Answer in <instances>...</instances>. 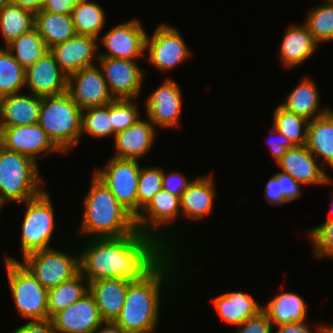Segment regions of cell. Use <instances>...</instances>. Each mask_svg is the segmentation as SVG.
Segmentation results:
<instances>
[{
    "instance_id": "obj_1",
    "label": "cell",
    "mask_w": 333,
    "mask_h": 333,
    "mask_svg": "<svg viewBox=\"0 0 333 333\" xmlns=\"http://www.w3.org/2000/svg\"><path fill=\"white\" fill-rule=\"evenodd\" d=\"M85 241L79 251V265L88 282L110 278L141 280L171 252L156 237L138 230L121 237Z\"/></svg>"
},
{
    "instance_id": "obj_2",
    "label": "cell",
    "mask_w": 333,
    "mask_h": 333,
    "mask_svg": "<svg viewBox=\"0 0 333 333\" xmlns=\"http://www.w3.org/2000/svg\"><path fill=\"white\" fill-rule=\"evenodd\" d=\"M174 253L171 251L143 279L129 282L124 305L114 321L116 325L130 333H154L156 331L160 316L162 289L163 287L165 289V285L171 284L175 279L173 275L177 274L175 272H177L178 252L177 255L175 254L176 257Z\"/></svg>"
},
{
    "instance_id": "obj_3",
    "label": "cell",
    "mask_w": 333,
    "mask_h": 333,
    "mask_svg": "<svg viewBox=\"0 0 333 333\" xmlns=\"http://www.w3.org/2000/svg\"><path fill=\"white\" fill-rule=\"evenodd\" d=\"M84 198L80 235L90 238L121 237L137 231L135 217L95 174ZM89 236V237H88Z\"/></svg>"
},
{
    "instance_id": "obj_4",
    "label": "cell",
    "mask_w": 333,
    "mask_h": 333,
    "mask_svg": "<svg viewBox=\"0 0 333 333\" xmlns=\"http://www.w3.org/2000/svg\"><path fill=\"white\" fill-rule=\"evenodd\" d=\"M81 120L82 109L68 91L41 97L38 124L62 153L79 144Z\"/></svg>"
},
{
    "instance_id": "obj_5",
    "label": "cell",
    "mask_w": 333,
    "mask_h": 333,
    "mask_svg": "<svg viewBox=\"0 0 333 333\" xmlns=\"http://www.w3.org/2000/svg\"><path fill=\"white\" fill-rule=\"evenodd\" d=\"M38 163L31 157L6 149L0 144V200L24 202L35 198L42 188Z\"/></svg>"
},
{
    "instance_id": "obj_6",
    "label": "cell",
    "mask_w": 333,
    "mask_h": 333,
    "mask_svg": "<svg viewBox=\"0 0 333 333\" xmlns=\"http://www.w3.org/2000/svg\"><path fill=\"white\" fill-rule=\"evenodd\" d=\"M8 284L19 316L29 321L48 319L47 292L42 284L21 263L5 258Z\"/></svg>"
},
{
    "instance_id": "obj_7",
    "label": "cell",
    "mask_w": 333,
    "mask_h": 333,
    "mask_svg": "<svg viewBox=\"0 0 333 333\" xmlns=\"http://www.w3.org/2000/svg\"><path fill=\"white\" fill-rule=\"evenodd\" d=\"M26 212L21 225V249L23 258L33 252L50 247L55 229V211L46 189L33 199L24 202Z\"/></svg>"
},
{
    "instance_id": "obj_8",
    "label": "cell",
    "mask_w": 333,
    "mask_h": 333,
    "mask_svg": "<svg viewBox=\"0 0 333 333\" xmlns=\"http://www.w3.org/2000/svg\"><path fill=\"white\" fill-rule=\"evenodd\" d=\"M69 254L49 248L26 255L21 263L49 290L80 272L79 254Z\"/></svg>"
},
{
    "instance_id": "obj_9",
    "label": "cell",
    "mask_w": 333,
    "mask_h": 333,
    "mask_svg": "<svg viewBox=\"0 0 333 333\" xmlns=\"http://www.w3.org/2000/svg\"><path fill=\"white\" fill-rule=\"evenodd\" d=\"M139 165L138 160L112 157L104 168L94 170V174L106 184L117 201L135 218L138 216Z\"/></svg>"
},
{
    "instance_id": "obj_10",
    "label": "cell",
    "mask_w": 333,
    "mask_h": 333,
    "mask_svg": "<svg viewBox=\"0 0 333 333\" xmlns=\"http://www.w3.org/2000/svg\"><path fill=\"white\" fill-rule=\"evenodd\" d=\"M179 215H182L180 198L171 194L169 191L162 189L154 195L151 201L135 218L136 227L142 234L156 237L170 251L175 252L174 248L178 247L177 244L174 242L171 243V238L169 236L165 237L167 231L163 230L162 227L171 226L173 221L175 222L178 219ZM173 244H175L176 247L175 245L172 246Z\"/></svg>"
},
{
    "instance_id": "obj_11",
    "label": "cell",
    "mask_w": 333,
    "mask_h": 333,
    "mask_svg": "<svg viewBox=\"0 0 333 333\" xmlns=\"http://www.w3.org/2000/svg\"><path fill=\"white\" fill-rule=\"evenodd\" d=\"M180 31L166 24L159 25L151 36H146V61L159 71H169L191 55Z\"/></svg>"
},
{
    "instance_id": "obj_12",
    "label": "cell",
    "mask_w": 333,
    "mask_h": 333,
    "mask_svg": "<svg viewBox=\"0 0 333 333\" xmlns=\"http://www.w3.org/2000/svg\"><path fill=\"white\" fill-rule=\"evenodd\" d=\"M108 90L114 99H138L145 72L134 60L98 57Z\"/></svg>"
},
{
    "instance_id": "obj_13",
    "label": "cell",
    "mask_w": 333,
    "mask_h": 333,
    "mask_svg": "<svg viewBox=\"0 0 333 333\" xmlns=\"http://www.w3.org/2000/svg\"><path fill=\"white\" fill-rule=\"evenodd\" d=\"M146 36L147 32L138 19L118 24L98 39L107 50L98 56L127 60L145 57Z\"/></svg>"
},
{
    "instance_id": "obj_14",
    "label": "cell",
    "mask_w": 333,
    "mask_h": 333,
    "mask_svg": "<svg viewBox=\"0 0 333 333\" xmlns=\"http://www.w3.org/2000/svg\"><path fill=\"white\" fill-rule=\"evenodd\" d=\"M0 144L8 150L31 157L37 163L38 156L40 158L51 153L62 152L38 123L0 127Z\"/></svg>"
},
{
    "instance_id": "obj_15",
    "label": "cell",
    "mask_w": 333,
    "mask_h": 333,
    "mask_svg": "<svg viewBox=\"0 0 333 333\" xmlns=\"http://www.w3.org/2000/svg\"><path fill=\"white\" fill-rule=\"evenodd\" d=\"M179 84L168 78L146 98L145 111L155 128L179 127L182 93Z\"/></svg>"
},
{
    "instance_id": "obj_16",
    "label": "cell",
    "mask_w": 333,
    "mask_h": 333,
    "mask_svg": "<svg viewBox=\"0 0 333 333\" xmlns=\"http://www.w3.org/2000/svg\"><path fill=\"white\" fill-rule=\"evenodd\" d=\"M68 92L82 110L107 105L114 100L101 68L96 65L82 68L71 74L68 77Z\"/></svg>"
},
{
    "instance_id": "obj_17",
    "label": "cell",
    "mask_w": 333,
    "mask_h": 333,
    "mask_svg": "<svg viewBox=\"0 0 333 333\" xmlns=\"http://www.w3.org/2000/svg\"><path fill=\"white\" fill-rule=\"evenodd\" d=\"M25 87L37 96L59 95L68 91V76L50 50L25 69Z\"/></svg>"
},
{
    "instance_id": "obj_18",
    "label": "cell",
    "mask_w": 333,
    "mask_h": 333,
    "mask_svg": "<svg viewBox=\"0 0 333 333\" xmlns=\"http://www.w3.org/2000/svg\"><path fill=\"white\" fill-rule=\"evenodd\" d=\"M97 41V38L89 35L75 34L49 50L61 70L69 77L82 68L95 65L94 62L98 61L99 57Z\"/></svg>"
},
{
    "instance_id": "obj_19",
    "label": "cell",
    "mask_w": 333,
    "mask_h": 333,
    "mask_svg": "<svg viewBox=\"0 0 333 333\" xmlns=\"http://www.w3.org/2000/svg\"><path fill=\"white\" fill-rule=\"evenodd\" d=\"M51 320L58 333H93L104 323L90 292L56 313Z\"/></svg>"
},
{
    "instance_id": "obj_20",
    "label": "cell",
    "mask_w": 333,
    "mask_h": 333,
    "mask_svg": "<svg viewBox=\"0 0 333 333\" xmlns=\"http://www.w3.org/2000/svg\"><path fill=\"white\" fill-rule=\"evenodd\" d=\"M317 158L306 145L294 146L276 163L282 172L290 174L302 185H328L333 183L326 169L318 164Z\"/></svg>"
},
{
    "instance_id": "obj_21",
    "label": "cell",
    "mask_w": 333,
    "mask_h": 333,
    "mask_svg": "<svg viewBox=\"0 0 333 333\" xmlns=\"http://www.w3.org/2000/svg\"><path fill=\"white\" fill-rule=\"evenodd\" d=\"M156 128L148 118H139L132 126L115 134V158L138 160L153 147Z\"/></svg>"
},
{
    "instance_id": "obj_22",
    "label": "cell",
    "mask_w": 333,
    "mask_h": 333,
    "mask_svg": "<svg viewBox=\"0 0 333 333\" xmlns=\"http://www.w3.org/2000/svg\"><path fill=\"white\" fill-rule=\"evenodd\" d=\"M41 96L32 93L0 97V127H15L38 123Z\"/></svg>"
},
{
    "instance_id": "obj_23",
    "label": "cell",
    "mask_w": 333,
    "mask_h": 333,
    "mask_svg": "<svg viewBox=\"0 0 333 333\" xmlns=\"http://www.w3.org/2000/svg\"><path fill=\"white\" fill-rule=\"evenodd\" d=\"M301 25L288 26L279 48L280 61L288 69L300 66L311 58L317 47L320 46L307 25L305 23H301Z\"/></svg>"
},
{
    "instance_id": "obj_24",
    "label": "cell",
    "mask_w": 333,
    "mask_h": 333,
    "mask_svg": "<svg viewBox=\"0 0 333 333\" xmlns=\"http://www.w3.org/2000/svg\"><path fill=\"white\" fill-rule=\"evenodd\" d=\"M214 177L209 175L196 177L180 197L181 214L185 219H202L213 211L216 188Z\"/></svg>"
},
{
    "instance_id": "obj_25",
    "label": "cell",
    "mask_w": 333,
    "mask_h": 333,
    "mask_svg": "<svg viewBox=\"0 0 333 333\" xmlns=\"http://www.w3.org/2000/svg\"><path fill=\"white\" fill-rule=\"evenodd\" d=\"M129 282L123 278L89 282V292L93 295L104 322H114L119 316L126 299Z\"/></svg>"
},
{
    "instance_id": "obj_26",
    "label": "cell",
    "mask_w": 333,
    "mask_h": 333,
    "mask_svg": "<svg viewBox=\"0 0 333 333\" xmlns=\"http://www.w3.org/2000/svg\"><path fill=\"white\" fill-rule=\"evenodd\" d=\"M216 313L226 324L238 326L262 310L258 302L241 291L226 292L214 297Z\"/></svg>"
},
{
    "instance_id": "obj_27",
    "label": "cell",
    "mask_w": 333,
    "mask_h": 333,
    "mask_svg": "<svg viewBox=\"0 0 333 333\" xmlns=\"http://www.w3.org/2000/svg\"><path fill=\"white\" fill-rule=\"evenodd\" d=\"M310 152L321 159L322 166L333 170V111L330 110L308 124L307 144Z\"/></svg>"
},
{
    "instance_id": "obj_28",
    "label": "cell",
    "mask_w": 333,
    "mask_h": 333,
    "mask_svg": "<svg viewBox=\"0 0 333 333\" xmlns=\"http://www.w3.org/2000/svg\"><path fill=\"white\" fill-rule=\"evenodd\" d=\"M319 90L311 77L304 79L290 91L283 103H280L288 111L311 121L326 114L330 109L320 107ZM322 108V109H320Z\"/></svg>"
},
{
    "instance_id": "obj_29",
    "label": "cell",
    "mask_w": 333,
    "mask_h": 333,
    "mask_svg": "<svg viewBox=\"0 0 333 333\" xmlns=\"http://www.w3.org/2000/svg\"><path fill=\"white\" fill-rule=\"evenodd\" d=\"M272 324L302 322L307 319V304L304 299L293 292H281L262 307Z\"/></svg>"
},
{
    "instance_id": "obj_30",
    "label": "cell",
    "mask_w": 333,
    "mask_h": 333,
    "mask_svg": "<svg viewBox=\"0 0 333 333\" xmlns=\"http://www.w3.org/2000/svg\"><path fill=\"white\" fill-rule=\"evenodd\" d=\"M34 27L41 35L48 50L76 34L71 14L38 11L35 13Z\"/></svg>"
},
{
    "instance_id": "obj_31",
    "label": "cell",
    "mask_w": 333,
    "mask_h": 333,
    "mask_svg": "<svg viewBox=\"0 0 333 333\" xmlns=\"http://www.w3.org/2000/svg\"><path fill=\"white\" fill-rule=\"evenodd\" d=\"M89 292L88 280L79 272L47 292L48 319L81 299Z\"/></svg>"
},
{
    "instance_id": "obj_32",
    "label": "cell",
    "mask_w": 333,
    "mask_h": 333,
    "mask_svg": "<svg viewBox=\"0 0 333 333\" xmlns=\"http://www.w3.org/2000/svg\"><path fill=\"white\" fill-rule=\"evenodd\" d=\"M34 23L35 13L18 5L9 3L0 11V31L6 45L34 28Z\"/></svg>"
},
{
    "instance_id": "obj_33",
    "label": "cell",
    "mask_w": 333,
    "mask_h": 333,
    "mask_svg": "<svg viewBox=\"0 0 333 333\" xmlns=\"http://www.w3.org/2000/svg\"><path fill=\"white\" fill-rule=\"evenodd\" d=\"M76 34L89 35L100 38L99 33L105 25L106 16L99 4L80 0L71 12Z\"/></svg>"
},
{
    "instance_id": "obj_34",
    "label": "cell",
    "mask_w": 333,
    "mask_h": 333,
    "mask_svg": "<svg viewBox=\"0 0 333 333\" xmlns=\"http://www.w3.org/2000/svg\"><path fill=\"white\" fill-rule=\"evenodd\" d=\"M5 47L25 69L33 65L48 51L44 40L35 27L22 34L19 38L14 39Z\"/></svg>"
},
{
    "instance_id": "obj_35",
    "label": "cell",
    "mask_w": 333,
    "mask_h": 333,
    "mask_svg": "<svg viewBox=\"0 0 333 333\" xmlns=\"http://www.w3.org/2000/svg\"><path fill=\"white\" fill-rule=\"evenodd\" d=\"M272 120L271 126L287 137L294 146L307 144L309 120L288 111L281 104L275 109Z\"/></svg>"
},
{
    "instance_id": "obj_36",
    "label": "cell",
    "mask_w": 333,
    "mask_h": 333,
    "mask_svg": "<svg viewBox=\"0 0 333 333\" xmlns=\"http://www.w3.org/2000/svg\"><path fill=\"white\" fill-rule=\"evenodd\" d=\"M25 87V68L0 47V97L19 93Z\"/></svg>"
},
{
    "instance_id": "obj_37",
    "label": "cell",
    "mask_w": 333,
    "mask_h": 333,
    "mask_svg": "<svg viewBox=\"0 0 333 333\" xmlns=\"http://www.w3.org/2000/svg\"><path fill=\"white\" fill-rule=\"evenodd\" d=\"M324 1V4L311 8L304 21L319 44L333 41V3Z\"/></svg>"
},
{
    "instance_id": "obj_38",
    "label": "cell",
    "mask_w": 333,
    "mask_h": 333,
    "mask_svg": "<svg viewBox=\"0 0 333 333\" xmlns=\"http://www.w3.org/2000/svg\"><path fill=\"white\" fill-rule=\"evenodd\" d=\"M111 123L110 103L86 108L82 110L81 136L86 133L97 138L109 137L113 135Z\"/></svg>"
},
{
    "instance_id": "obj_39",
    "label": "cell",
    "mask_w": 333,
    "mask_h": 333,
    "mask_svg": "<svg viewBox=\"0 0 333 333\" xmlns=\"http://www.w3.org/2000/svg\"><path fill=\"white\" fill-rule=\"evenodd\" d=\"M163 168L161 167H142L140 168L137 198L138 215L141 210L151 201L154 195L163 189L162 187Z\"/></svg>"
},
{
    "instance_id": "obj_40",
    "label": "cell",
    "mask_w": 333,
    "mask_h": 333,
    "mask_svg": "<svg viewBox=\"0 0 333 333\" xmlns=\"http://www.w3.org/2000/svg\"><path fill=\"white\" fill-rule=\"evenodd\" d=\"M134 100V101H133ZM136 99H114L110 102L113 136L132 126L140 117Z\"/></svg>"
},
{
    "instance_id": "obj_41",
    "label": "cell",
    "mask_w": 333,
    "mask_h": 333,
    "mask_svg": "<svg viewBox=\"0 0 333 333\" xmlns=\"http://www.w3.org/2000/svg\"><path fill=\"white\" fill-rule=\"evenodd\" d=\"M313 246L315 258L333 259V220H325L322 225L305 233Z\"/></svg>"
},
{
    "instance_id": "obj_42",
    "label": "cell",
    "mask_w": 333,
    "mask_h": 333,
    "mask_svg": "<svg viewBox=\"0 0 333 333\" xmlns=\"http://www.w3.org/2000/svg\"><path fill=\"white\" fill-rule=\"evenodd\" d=\"M236 327V333H273V324L263 310Z\"/></svg>"
},
{
    "instance_id": "obj_43",
    "label": "cell",
    "mask_w": 333,
    "mask_h": 333,
    "mask_svg": "<svg viewBox=\"0 0 333 333\" xmlns=\"http://www.w3.org/2000/svg\"><path fill=\"white\" fill-rule=\"evenodd\" d=\"M194 179L188 180L181 172L165 173L163 169L162 187L163 190L169 191L171 194L181 197L182 193L188 188Z\"/></svg>"
},
{
    "instance_id": "obj_44",
    "label": "cell",
    "mask_w": 333,
    "mask_h": 333,
    "mask_svg": "<svg viewBox=\"0 0 333 333\" xmlns=\"http://www.w3.org/2000/svg\"><path fill=\"white\" fill-rule=\"evenodd\" d=\"M278 182H280L281 191H283L284 197L292 202L296 199H299L302 195L300 190L302 184L295 180L290 174L284 172H278L273 175Z\"/></svg>"
},
{
    "instance_id": "obj_45",
    "label": "cell",
    "mask_w": 333,
    "mask_h": 333,
    "mask_svg": "<svg viewBox=\"0 0 333 333\" xmlns=\"http://www.w3.org/2000/svg\"><path fill=\"white\" fill-rule=\"evenodd\" d=\"M268 132H270V135L275 134V137L279 138V139L275 138L274 140H271L270 142H268L270 144L269 146H270V150H271L270 151L271 156L275 160V163H277L282 158V156L286 153V150L293 148L294 145L287 137H285L283 134L279 133L273 126H272V130H269Z\"/></svg>"
},
{
    "instance_id": "obj_46",
    "label": "cell",
    "mask_w": 333,
    "mask_h": 333,
    "mask_svg": "<svg viewBox=\"0 0 333 333\" xmlns=\"http://www.w3.org/2000/svg\"><path fill=\"white\" fill-rule=\"evenodd\" d=\"M265 200L271 205L282 206L286 203H290L283 195L281 191L280 182L272 176L266 183L264 191Z\"/></svg>"
},
{
    "instance_id": "obj_47",
    "label": "cell",
    "mask_w": 333,
    "mask_h": 333,
    "mask_svg": "<svg viewBox=\"0 0 333 333\" xmlns=\"http://www.w3.org/2000/svg\"><path fill=\"white\" fill-rule=\"evenodd\" d=\"M11 333H58L51 319L42 321H28Z\"/></svg>"
},
{
    "instance_id": "obj_48",
    "label": "cell",
    "mask_w": 333,
    "mask_h": 333,
    "mask_svg": "<svg viewBox=\"0 0 333 333\" xmlns=\"http://www.w3.org/2000/svg\"><path fill=\"white\" fill-rule=\"evenodd\" d=\"M80 0H46L42 10L56 14H71Z\"/></svg>"
},
{
    "instance_id": "obj_49",
    "label": "cell",
    "mask_w": 333,
    "mask_h": 333,
    "mask_svg": "<svg viewBox=\"0 0 333 333\" xmlns=\"http://www.w3.org/2000/svg\"><path fill=\"white\" fill-rule=\"evenodd\" d=\"M306 320L302 322H294V323H288V324H282L278 325L276 333H320L323 330V324L317 323L316 325V331L311 330L310 327H308V324H306ZM310 328V329H309Z\"/></svg>"
},
{
    "instance_id": "obj_50",
    "label": "cell",
    "mask_w": 333,
    "mask_h": 333,
    "mask_svg": "<svg viewBox=\"0 0 333 333\" xmlns=\"http://www.w3.org/2000/svg\"><path fill=\"white\" fill-rule=\"evenodd\" d=\"M45 1L46 0H10V3L30 10L33 13H37L42 10Z\"/></svg>"
},
{
    "instance_id": "obj_51",
    "label": "cell",
    "mask_w": 333,
    "mask_h": 333,
    "mask_svg": "<svg viewBox=\"0 0 333 333\" xmlns=\"http://www.w3.org/2000/svg\"><path fill=\"white\" fill-rule=\"evenodd\" d=\"M93 333H130L114 322H104Z\"/></svg>"
},
{
    "instance_id": "obj_52",
    "label": "cell",
    "mask_w": 333,
    "mask_h": 333,
    "mask_svg": "<svg viewBox=\"0 0 333 333\" xmlns=\"http://www.w3.org/2000/svg\"><path fill=\"white\" fill-rule=\"evenodd\" d=\"M324 333H333V325H324L323 330Z\"/></svg>"
},
{
    "instance_id": "obj_53",
    "label": "cell",
    "mask_w": 333,
    "mask_h": 333,
    "mask_svg": "<svg viewBox=\"0 0 333 333\" xmlns=\"http://www.w3.org/2000/svg\"><path fill=\"white\" fill-rule=\"evenodd\" d=\"M10 3V0H0V11Z\"/></svg>"
},
{
    "instance_id": "obj_54",
    "label": "cell",
    "mask_w": 333,
    "mask_h": 333,
    "mask_svg": "<svg viewBox=\"0 0 333 333\" xmlns=\"http://www.w3.org/2000/svg\"><path fill=\"white\" fill-rule=\"evenodd\" d=\"M330 205H331V210H330L331 217L326 220H333V199H332V203H330Z\"/></svg>"
},
{
    "instance_id": "obj_55",
    "label": "cell",
    "mask_w": 333,
    "mask_h": 333,
    "mask_svg": "<svg viewBox=\"0 0 333 333\" xmlns=\"http://www.w3.org/2000/svg\"><path fill=\"white\" fill-rule=\"evenodd\" d=\"M3 206H4V203L0 200V210L3 208Z\"/></svg>"
}]
</instances>
